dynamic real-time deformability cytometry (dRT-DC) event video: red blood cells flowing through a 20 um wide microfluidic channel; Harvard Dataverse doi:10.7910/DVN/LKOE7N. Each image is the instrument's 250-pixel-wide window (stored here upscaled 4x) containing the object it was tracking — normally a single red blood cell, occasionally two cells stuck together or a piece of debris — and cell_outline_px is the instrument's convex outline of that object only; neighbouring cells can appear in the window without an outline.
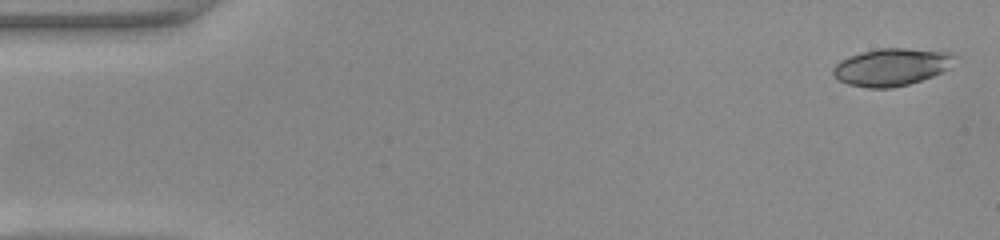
{"species": "common noctule bat (a hibernating species)", "species_latin": "Nyctalus noctula", "temperature_condition": "warm", "stored_images_in_passage": 48, "camera_frame_rate_fps": 3000, "um_per_image_px": 0.085, "animal": {"sex": "female", "body_mass_g": 22.0, "forearm_length_mm": 56.7}, "frame": {"image": 1, "passage_image": 1, "time_ms": 0.0, "image_size_px": [1000, 240], "cell_outline_px": [[952, 56], [948, 68], [932, 76], [908, 84], [892, 88], [868, 88], [848, 84], [832, 76], [832, 68], [840, 60], [864, 52], [880, 48], [908, 48], [952, 52]], "centroid_in_image_um": [75.72, 5.7], "position_along_channel_um": 9.3, "area_um2": 26.07}}
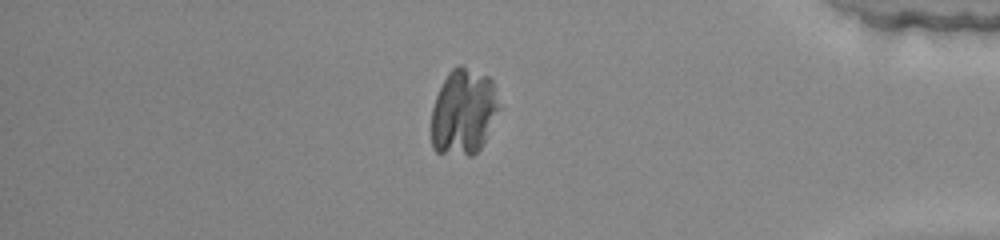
{"frame": {"image": 2, "passage_image": 41, "time_ms": 13.333, "image_size_px": [1000, 240], "cell_outline_px": [[500, 108], [480, 148], [472, 156], [468, 156], [436, 152], [432, 148], [432, 108], [436, 96], [448, 72], [456, 64], [460, 64], [488, 76], [492, 80]], "centroid_in_image_um": [39.38, 9.5], "position_along_channel_um": 395.8, "area_um2": 33.87}}
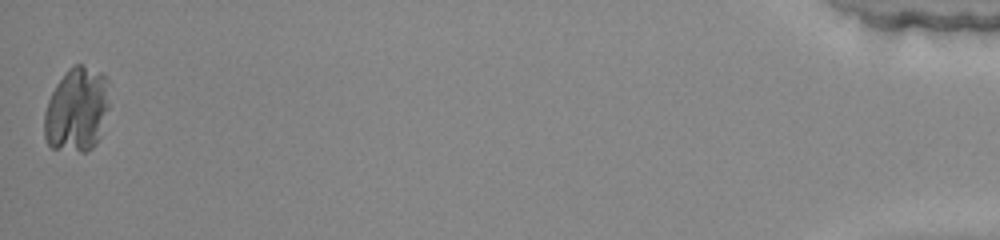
{"frame": {"image": 3, "passage_image": 48, "time_ms": 15.667, "image_size_px": [1000, 240], "cell_outline_px": [[108, 108], [100, 136], [96, 144], [92, 148], [84, 152], [80, 152], [52, 148], [48, 144], [44, 136], [44, 112], [48, 100], [56, 84], [68, 68], [76, 64], [80, 64], [100, 72], [108, 80]], "centroid_in_image_um": [6.52, 9.33], "position_along_channel_um": 428.7, "area_um2": 32.14}}